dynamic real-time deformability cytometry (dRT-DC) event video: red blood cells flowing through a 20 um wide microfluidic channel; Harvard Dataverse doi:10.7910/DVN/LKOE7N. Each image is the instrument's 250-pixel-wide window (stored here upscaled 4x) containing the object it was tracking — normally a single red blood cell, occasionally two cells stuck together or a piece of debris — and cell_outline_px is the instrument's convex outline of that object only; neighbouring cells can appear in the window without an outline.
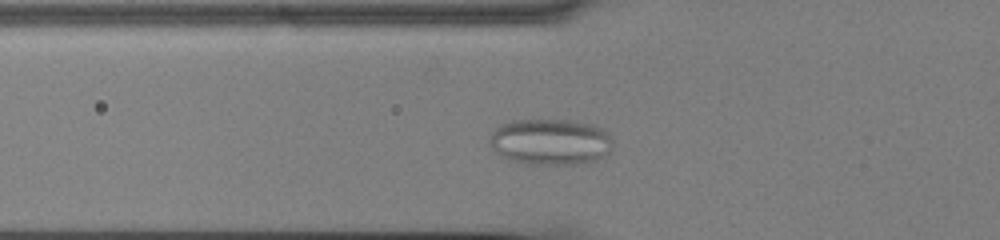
{"species": "common noctule bat (a hibernating species)", "species_latin": "Nyctalus noctula", "temperature_condition": "cold", "stored_images_in_passage": 49, "camera_frame_rate_fps": 3000, "um_per_image_px": 0.085, "animal": {"sex": "male", "body_mass_g": 13.0, "forearm_length_mm": 53.1}, "frame": {"image": 1, "passage_image": 13, "time_ms": 4.0, "image_size_px": [1000, 240], "cell_outline_px": [[616, 144], [604, 156], [596, 160], [584, 164], [516, 164], [500, 156], [488, 144], [488, 140], [492, 132], [500, 124], [512, 120], [568, 120], [592, 124], [608, 132]], "centroid_in_image_um": [46.77, 12.07], "position_along_channel_um": 79.0, "area_um2": 33.87}}
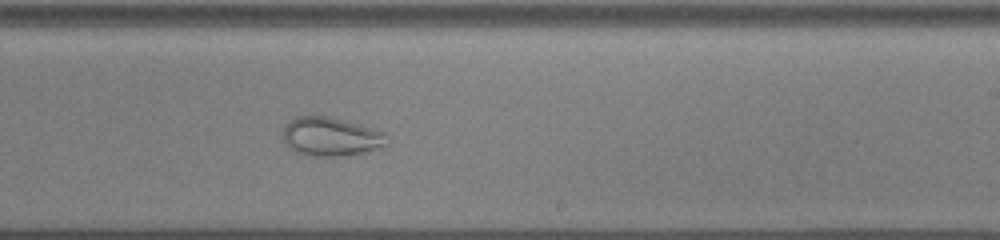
{"frame": {"image": 2, "passage_image": 28, "time_ms": 9.0, "image_size_px": [1000, 240], "cell_outline_px": [[388, 144], [364, 152], [344, 156], [316, 156], [296, 152], [284, 140], [284, 128], [296, 116], [328, 116], [372, 128], [384, 132]], "centroid_in_image_um": [28.14, 11.62], "position_along_channel_um": 260.9, "area_um2": 22.95}}
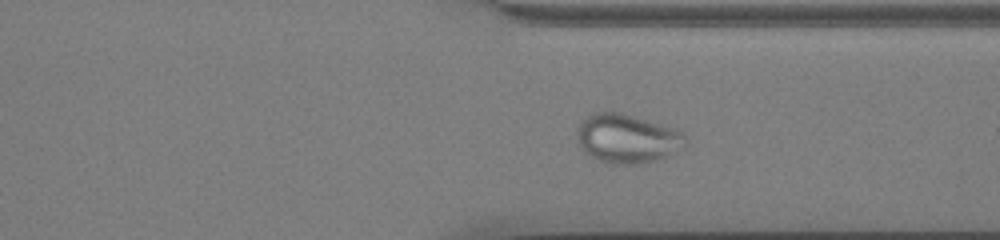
{"frame": {"image": 3, "passage_image": 36, "time_ms": 11.667, "image_size_px": [1000, 240], "cell_outline_px": [[688, 140], [684, 148], [660, 160], [636, 164], [612, 164], [600, 160], [584, 152], [576, 136], [576, 128], [588, 116], [596, 112], [620, 112], [676, 128], [684, 132], [688, 136]], "centroid_in_image_um": [53.38, 11.78], "position_along_channel_um": 358.0, "area_um2": 31.27}}